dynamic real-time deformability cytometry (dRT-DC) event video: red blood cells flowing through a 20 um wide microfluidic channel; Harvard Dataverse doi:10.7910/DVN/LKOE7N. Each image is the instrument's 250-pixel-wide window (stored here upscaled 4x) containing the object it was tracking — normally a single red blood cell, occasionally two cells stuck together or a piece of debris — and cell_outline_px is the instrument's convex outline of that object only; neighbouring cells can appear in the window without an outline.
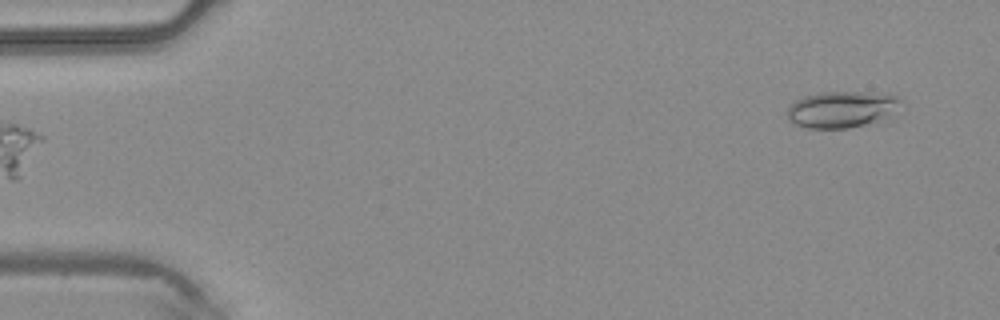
{"species": "common noctule bat (a hibernating species)", "species_latin": "Nyctalus noctula", "temperature_condition": "warm", "stored_images_in_passage": 2, "segment_of_instrument_passage": [2, 2], "camera_frame_rate_fps": 3000, "um_per_image_px": 0.085, "animal": {"sex": "male", "body_mass_g": 20.4}, "frame": {"image": 1, "passage_image": 2, "time_ms": 0.333, "image_size_px": [1000, 320], "cell_outline_px": [[904, 100], [892, 120], [848, 128], [808, 128], [796, 124], [788, 120], [788, 108], [796, 100], [804, 96], [820, 92], [864, 92], [900, 96]], "centroid_in_image_um": [71.69, 9.31], "position_along_channel_um": 13.3, "area_um2": 24.85}}